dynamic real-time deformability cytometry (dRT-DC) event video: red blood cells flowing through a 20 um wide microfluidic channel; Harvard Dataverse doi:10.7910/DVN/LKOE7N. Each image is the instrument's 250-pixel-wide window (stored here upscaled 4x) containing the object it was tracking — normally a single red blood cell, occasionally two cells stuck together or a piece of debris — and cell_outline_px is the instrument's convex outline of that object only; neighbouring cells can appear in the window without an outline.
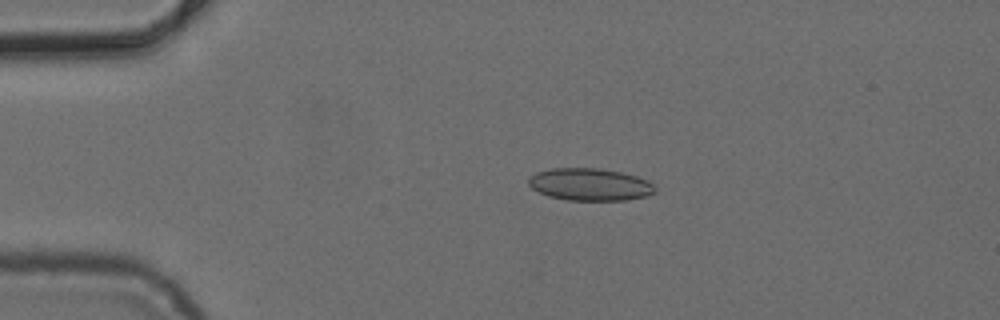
{"species": "common noctule bat (a hibernating species)", "species_latin": "Nyctalus noctula", "temperature_condition": "cold", "stored_images_in_passage": 2, "camera_frame_rate_fps": 3000, "um_per_image_px": 0.085, "animal": {"sex": "female", "body_mass_g": 24.6, "forearm_length_mm": 56.2}, "frame": {"image": 1, "passage_image": 1, "time_ms": 0.0, "image_size_px": [1000, 320], "cell_outline_px": [[656, 192], [648, 196], [628, 200], [568, 200], [548, 196], [532, 188], [528, 184], [528, 180], [536, 172], [552, 168], [600, 168], [620, 172], [636, 176], [648, 180], [656, 188]], "centroid_in_image_um": [50.17, 15.68], "position_along_channel_um": 34.8, "area_um2": 23.87}}